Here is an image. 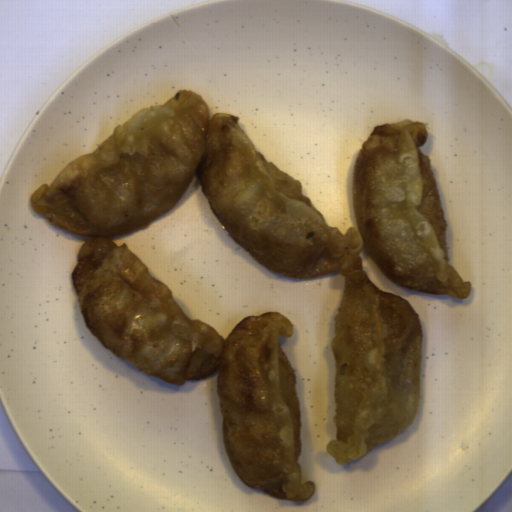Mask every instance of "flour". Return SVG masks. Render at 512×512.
<instances>
[{
	"label": "flour",
	"mask_w": 512,
	"mask_h": 512,
	"mask_svg": "<svg viewBox=\"0 0 512 512\" xmlns=\"http://www.w3.org/2000/svg\"><path fill=\"white\" fill-rule=\"evenodd\" d=\"M192 89L136 111L91 153L69 162L29 198L45 221L88 237L71 279L83 320L111 353L174 386L218 370L217 393L231 466L242 482L281 500L306 502L298 460L302 413L278 312L246 316L226 340L191 320L171 289L127 244L110 236L143 227L177 203L195 174L214 217L262 265L295 279L334 271L344 288L330 340L335 440L340 466L409 428L420 395L423 327L403 297L364 270V248L384 277L417 292L466 300L472 284L448 257L447 227L424 122L378 123L352 172L357 226L330 227L295 179L239 125Z\"/></svg>",
	"instance_id": "obj_1"
}]
</instances>
